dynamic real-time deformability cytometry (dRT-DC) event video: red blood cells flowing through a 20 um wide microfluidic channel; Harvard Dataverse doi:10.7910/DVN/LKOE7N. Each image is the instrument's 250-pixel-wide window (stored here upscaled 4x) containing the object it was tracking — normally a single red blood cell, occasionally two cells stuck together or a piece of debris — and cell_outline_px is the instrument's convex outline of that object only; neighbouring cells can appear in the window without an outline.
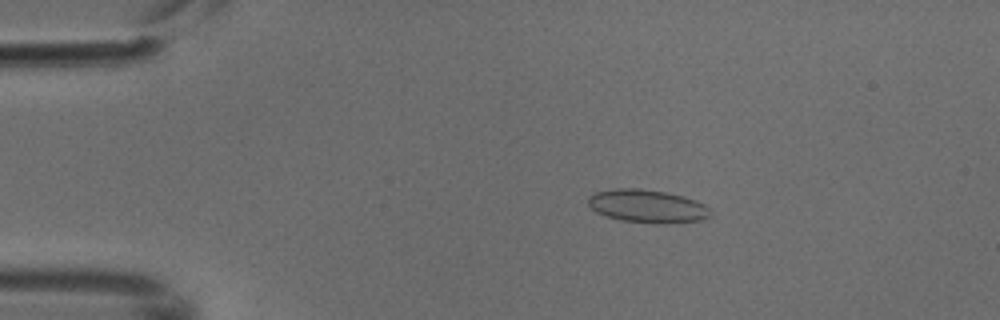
{"species": "common noctule bat (a hibernating species)", "species_latin": "Nyctalus noctula", "temperature_condition": "cold", "stored_images_in_passage": 4, "camera_frame_rate_fps": 3000, "um_per_image_px": 0.085, "animal": {"sex": "male", "body_mass_g": 18.8}, "frame": {"image": 1, "passage_image": 3, "time_ms": 0.667, "image_size_px": [1000, 320], "cell_outline_px": [[712, 216], [704, 220], [668, 224], [656, 224], [620, 220], [596, 212], [588, 204], [588, 196], [596, 192], [612, 188], [640, 188], [664, 192], [684, 196], [696, 200], [704, 204], [712, 212]], "centroid_in_image_um": [55.06, 17.53], "position_along_channel_um": 29.9, "area_um2": 23.93}}